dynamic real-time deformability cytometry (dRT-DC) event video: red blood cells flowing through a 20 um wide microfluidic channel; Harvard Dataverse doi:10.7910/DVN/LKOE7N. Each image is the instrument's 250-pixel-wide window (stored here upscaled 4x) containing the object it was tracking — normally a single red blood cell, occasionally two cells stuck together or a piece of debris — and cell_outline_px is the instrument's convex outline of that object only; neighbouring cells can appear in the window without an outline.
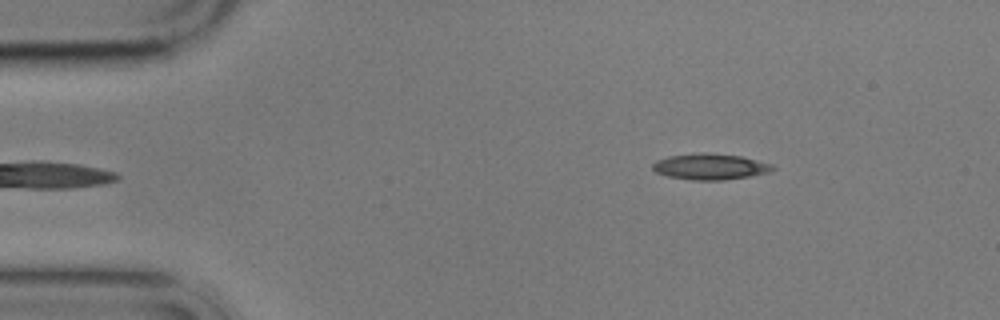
{"species": "common noctule bat (a hibernating species)", "species_latin": "Nyctalus noctula", "temperature_condition": "cold", "stored_images_in_passage": 5, "camera_frame_rate_fps": 3000, "um_per_image_px": 0.085, "animal": {"sex": "male", "body_mass_g": 17.9}, "frame": {"image": 1, "passage_image": 5, "time_ms": 5.333, "image_size_px": [1000, 320], "cell_outline_px": [[776, 168], [768, 172], [748, 176], [724, 180], [692, 180], [668, 176], [656, 172], [652, 168], [652, 164], [656, 160], [668, 156], [704, 152], [708, 152], [740, 156], [772, 164]], "centroid_in_image_um": [60.34, 14.16], "position_along_channel_um": 24.7, "area_um2": 18.09}}